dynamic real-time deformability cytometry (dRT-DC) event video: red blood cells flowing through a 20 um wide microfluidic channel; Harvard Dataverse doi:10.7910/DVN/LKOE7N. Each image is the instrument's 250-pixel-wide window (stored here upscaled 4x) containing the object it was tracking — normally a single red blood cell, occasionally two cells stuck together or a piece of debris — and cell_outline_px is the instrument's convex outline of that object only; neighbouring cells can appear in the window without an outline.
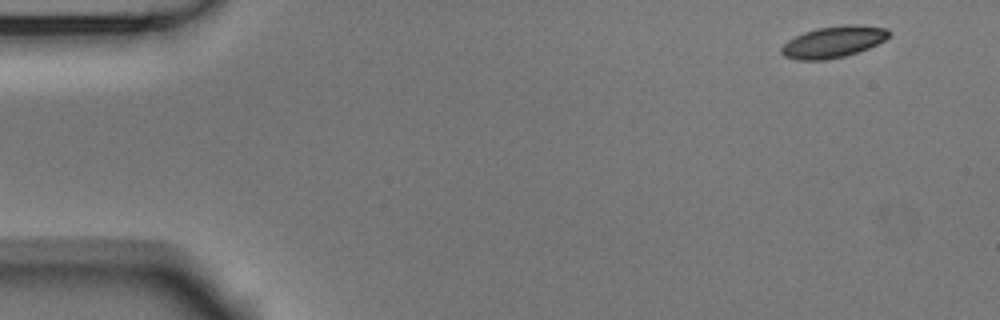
{"species": "Egyptian fruit bat (a non-hibernating species)", "species_latin": "Rousettus aegyptiacus", "temperature_condition": "room temperature", "stored_images_in_passage": 14, "camera_frame_rate_fps": 3000, "um_per_image_px": 0.085, "animal": {"sex": "male"}, "frame": {"image": 1, "passage_image": 1, "time_ms": 0.0, "image_size_px": [1000, 320], "cell_outline_px": [[888, 36], [884, 40], [868, 48], [844, 56], [824, 60], [796, 60], [784, 56], [780, 52], [780, 48], [788, 40], [804, 32], [816, 28], [844, 24], [856, 24], [888, 28]], "centroid_in_image_um": [70.8, 3.55], "position_along_channel_um": 14.2, "area_um2": 19.65}}
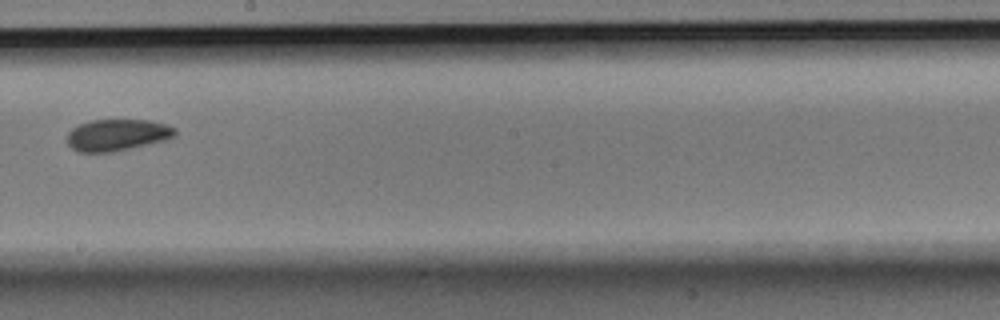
{"frame": {"image": 2, "passage_image": 8, "time_ms": 2.333, "image_size_px": [1000, 320], "cell_outline_px": [[176, 136], [168, 140], [112, 152], [76, 152], [68, 144], [68, 132], [72, 128], [80, 124], [92, 120], [152, 120], [168, 124], [176, 128]], "centroid_in_image_um": [10.01, 11.47], "position_along_channel_um": 238.2, "area_um2": 20.11}}
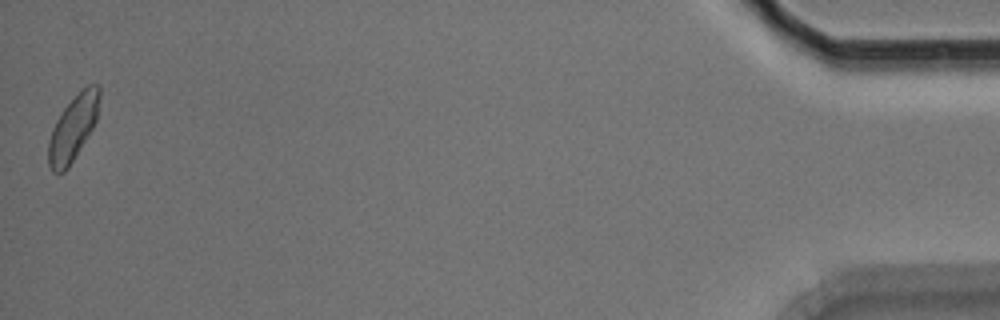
{"frame": {"image": 3, "passage_image": 14, "time_ms": 4.333, "image_size_px": [1000, 320], "cell_outline_px": [[100, 96], [96, 120], [92, 128], [68, 168], [64, 172], [52, 172], [48, 164], [48, 140], [52, 128], [56, 120], [64, 108], [88, 84], [100, 84]], "centroid_in_image_um": [6.2, 10.89], "position_along_channel_um": 429.0, "area_um2": 19.07}}